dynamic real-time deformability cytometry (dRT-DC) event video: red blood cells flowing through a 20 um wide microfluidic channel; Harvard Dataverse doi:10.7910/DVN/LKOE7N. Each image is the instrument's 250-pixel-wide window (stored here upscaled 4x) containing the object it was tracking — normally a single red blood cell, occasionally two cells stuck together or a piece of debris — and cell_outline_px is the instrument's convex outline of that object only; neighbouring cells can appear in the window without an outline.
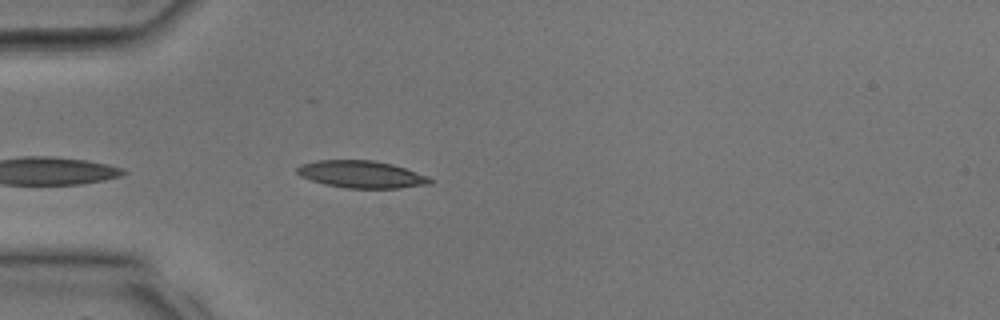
{"species": "common noctule bat (a hibernating species)", "species_latin": "Nyctalus noctula", "temperature_condition": "room temperature", "stored_images_in_passage": 26, "camera_frame_rate_fps": 3000, "um_per_image_px": 0.085, "animal": {"sex": "male", "body_mass_g": 17.9, "forearm_length_mm": 54.2}, "frame": {"image": 1, "passage_image": 4, "time_ms": 1.0, "image_size_px": [1000, 320], "cell_outline_px": [[432, 184], [400, 188], [348, 188], [324, 184], [300, 176], [296, 172], [296, 168], [300, 164], [316, 160], [372, 160], [392, 164], [428, 176], [432, 180]], "centroid_in_image_um": [30.71, 14.82], "position_along_channel_um": 54.3, "area_um2": 21.1}}
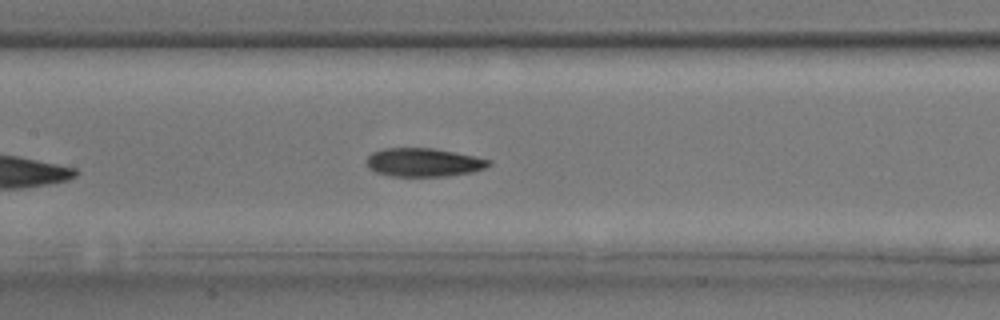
{"frame": {"image": 2, "passage_image": 10, "time_ms": 3.0, "image_size_px": [1000, 320], "cell_outline_px": [[492, 164], [484, 168], [472, 172], [448, 176], [392, 176], [376, 172], [368, 168], [364, 160], [372, 152], [384, 148], [432, 148], [476, 156], [492, 160]], "centroid_in_image_um": [36.0, 13.8], "position_along_channel_um": 171.4, "area_um2": 20.46}}
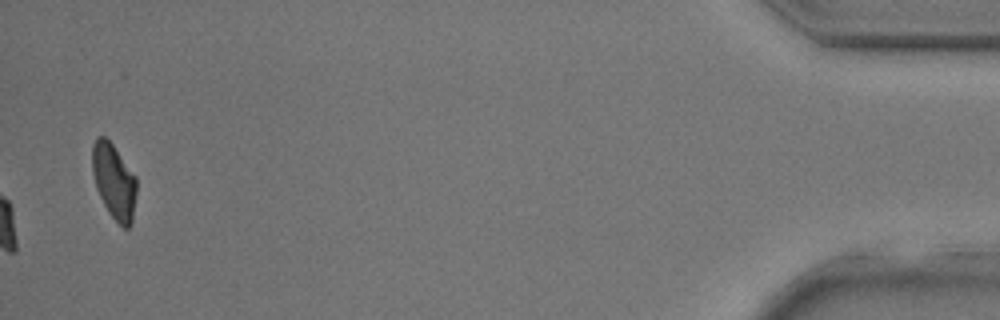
{"frame": {"image": 3, "passage_image": 26, "time_ms": 8.333, "image_size_px": [1000, 320], "cell_outline_px": [[136, 192], [132, 220], [128, 228], [124, 228], [108, 212], [96, 188], [92, 172], [92, 144], [96, 136], [104, 136], [112, 144], [136, 176]], "centroid_in_image_um": [9.67, 15.38], "position_along_channel_um": 425.5, "area_um2": 19.25}}